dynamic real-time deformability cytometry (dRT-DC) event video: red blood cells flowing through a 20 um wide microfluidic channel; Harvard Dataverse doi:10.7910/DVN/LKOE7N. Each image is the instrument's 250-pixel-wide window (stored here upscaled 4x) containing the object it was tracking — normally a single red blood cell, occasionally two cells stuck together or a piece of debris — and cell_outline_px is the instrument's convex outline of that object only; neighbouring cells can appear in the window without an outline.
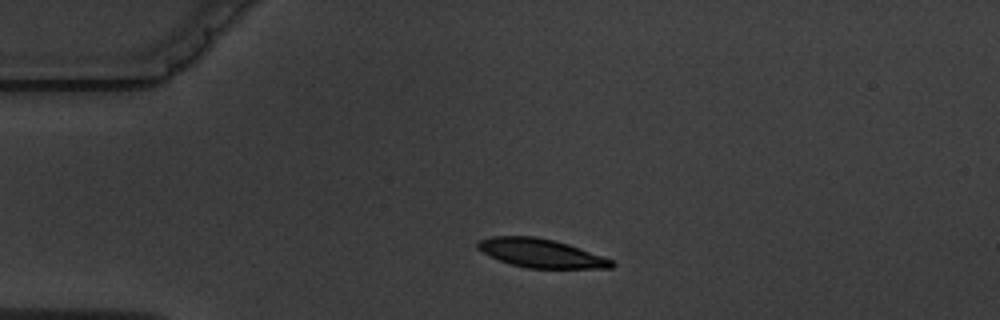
{"species": "common noctule bat (a hibernating species)", "species_latin": "Nyctalus noctula", "temperature_condition": "warm", "stored_images_in_passage": 2, "camera_frame_rate_fps": 3000, "um_per_image_px": 0.085, "animal": {"sex": "male", "body_mass_g": 19.5, "forearm_length_mm": 54.6}, "frame": {"image": 1, "passage_image": 1, "time_ms": 0.0, "image_size_px": [1000, 320], "cell_outline_px": [[616, 264], [612, 268], [528, 268], [512, 264], [500, 260], [476, 248], [476, 244], [480, 240], [492, 236], [536, 236], [568, 244], [612, 260]], "centroid_in_image_um": [45.97, 21.52], "position_along_channel_um": 39.0, "area_um2": 22.02}}